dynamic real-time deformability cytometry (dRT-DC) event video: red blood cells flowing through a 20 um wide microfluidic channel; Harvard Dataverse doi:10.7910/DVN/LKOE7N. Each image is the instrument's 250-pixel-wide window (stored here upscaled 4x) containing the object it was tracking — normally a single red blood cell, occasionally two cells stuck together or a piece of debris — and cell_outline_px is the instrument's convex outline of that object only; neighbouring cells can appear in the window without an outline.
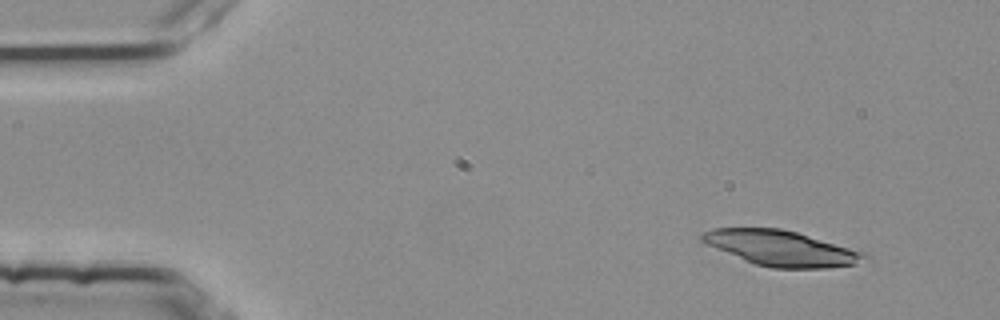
{"species": "common noctule bat (a hibernating species)", "species_latin": "Nyctalus noctula", "temperature_condition": "room temperature", "stored_images_in_passage": 3, "camera_frame_rate_fps": 3000, "um_per_image_px": 0.085, "animal": {"sex": "female", "body_mass_g": 25.1}, "frame": {"image": 1, "passage_image": 1, "time_ms": 0.0, "image_size_px": [1000, 320], "cell_outline_px": [[872, 260], [856, 264], [828, 268], [772, 268], [756, 264], [744, 260], [708, 244], [700, 240], [700, 236], [704, 232], [712, 228], [780, 228], [796, 232], [864, 252], [872, 256]], "centroid_in_image_um": [66.48, 21.11], "position_along_channel_um": 18.5, "area_um2": 33.29}}